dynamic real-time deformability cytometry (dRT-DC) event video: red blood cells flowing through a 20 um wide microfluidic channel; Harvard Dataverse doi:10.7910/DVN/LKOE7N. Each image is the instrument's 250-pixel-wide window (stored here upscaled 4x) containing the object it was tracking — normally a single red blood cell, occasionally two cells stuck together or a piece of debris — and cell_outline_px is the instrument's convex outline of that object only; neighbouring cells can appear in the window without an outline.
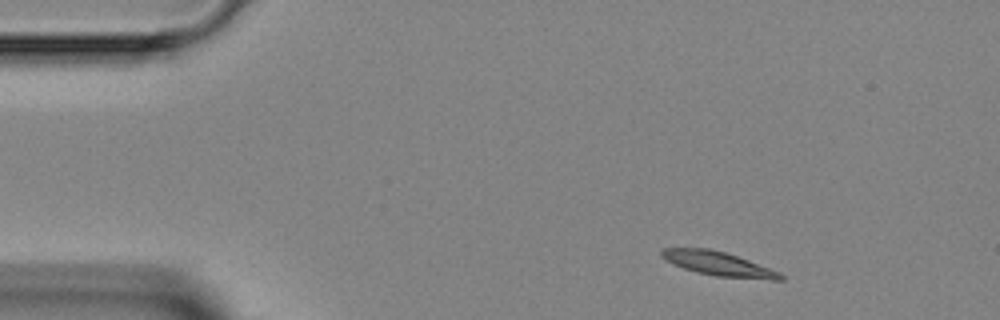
{"species": "Egyptian fruit bat (a non-hibernating species)", "species_latin": "Rousettus aegyptiacus", "temperature_condition": "room temperature", "stored_images_in_passage": 3, "camera_frame_rate_fps": 3000, "um_per_image_px": 0.085, "animal": {"sex": "female"}, "frame": {"image": 1, "passage_image": 1, "time_ms": 0.0, "image_size_px": [1000, 320], "cell_outline_px": [[784, 280], [772, 280], [716, 276], [696, 272], [672, 264], [660, 256], [660, 248], [708, 248], [724, 252], [748, 260], [780, 272], [784, 276]], "centroid_in_image_um": [61.04, 22.42], "position_along_channel_um": 24.0, "area_um2": 16.65}}
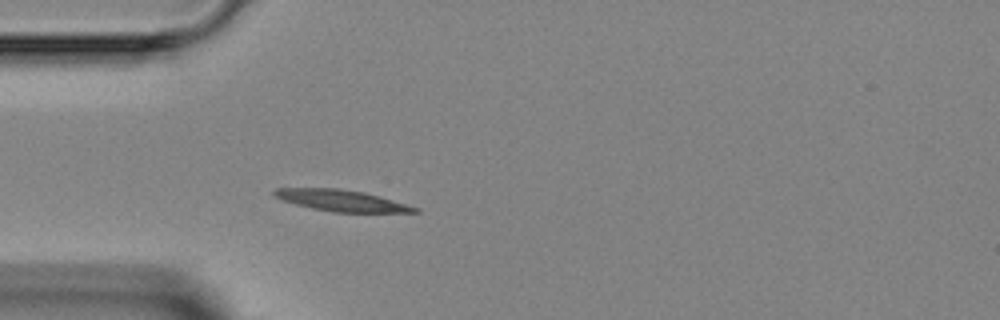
{"frame": {"image": 2, "passage_image": 3, "time_ms": 2.333, "image_size_px": [1000, 320], "cell_outline_px": [[420, 212], [332, 212], [312, 208], [280, 200], [272, 196], [272, 192], [276, 188], [336, 188], [364, 192], [420, 208]], "centroid_in_image_um": [28.97, 17.04], "position_along_channel_um": 56.0, "area_um2": 17.4}}